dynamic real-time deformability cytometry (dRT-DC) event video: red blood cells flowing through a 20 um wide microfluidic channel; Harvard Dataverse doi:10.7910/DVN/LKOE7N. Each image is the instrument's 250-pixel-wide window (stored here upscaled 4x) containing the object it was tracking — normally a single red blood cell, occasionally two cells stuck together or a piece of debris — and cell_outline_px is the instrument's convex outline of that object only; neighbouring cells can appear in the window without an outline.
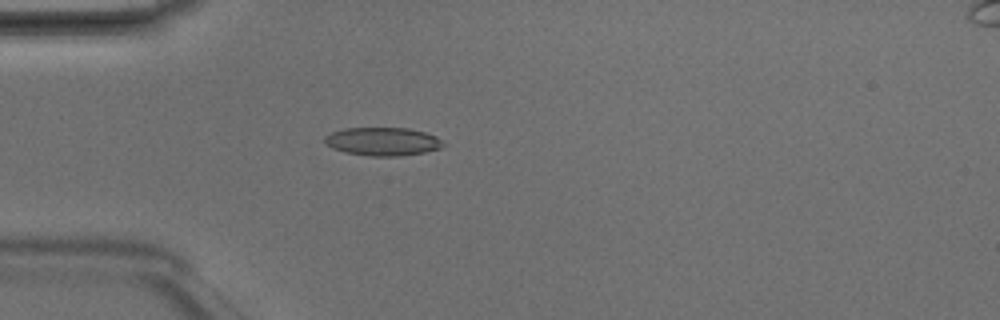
{"species": "Egyptian fruit bat (a non-hibernating species)", "species_latin": "Rousettus aegyptiacus", "temperature_condition": "room temperature", "stored_images_in_passage": 1, "camera_frame_rate_fps": 3000, "um_per_image_px": 0.085, "animal": {"sex": "male"}, "frame": {"image": 1, "passage_image": 1, "time_ms": 0.0, "image_size_px": [1000, 320], "cell_outline_px": [[444, 144], [440, 148], [424, 152], [400, 156], [372, 156], [344, 152], [332, 148], [324, 140], [324, 136], [332, 132], [344, 128], [408, 128], [424, 132], [436, 136]], "centroid_in_image_um": [32.51, 12.02], "position_along_channel_um": 52.5, "area_um2": 19.36}}